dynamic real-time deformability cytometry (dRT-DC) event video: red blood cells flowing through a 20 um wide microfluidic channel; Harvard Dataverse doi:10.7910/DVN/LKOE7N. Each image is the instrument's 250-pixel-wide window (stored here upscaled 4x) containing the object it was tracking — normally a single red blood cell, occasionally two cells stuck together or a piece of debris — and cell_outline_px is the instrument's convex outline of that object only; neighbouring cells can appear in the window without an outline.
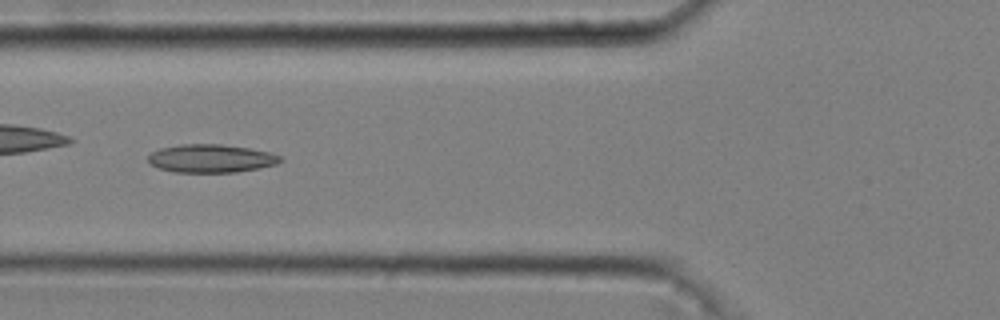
{"species": "common noctule bat (a hibernating species)", "species_latin": "Nyctalus noctula", "temperature_condition": "cold", "stored_images_in_passage": 40, "camera_frame_rate_fps": 3000, "um_per_image_px": 0.085, "animal": {"sex": "male", "body_mass_g": 20.4}, "frame": {"image": 1, "passage_image": 7, "time_ms": 2.0, "image_size_px": [1000, 320], "cell_outline_px": [[284, 160], [276, 164], [260, 168], [236, 172], [172, 172], [156, 168], [148, 164], [148, 156], [152, 152], [160, 148], [180, 144], [220, 144], [248, 148], [268, 152], [280, 156]], "centroid_in_image_um": [17.89, 13.47], "position_along_channel_um": 107.9, "area_um2": 21.85}}